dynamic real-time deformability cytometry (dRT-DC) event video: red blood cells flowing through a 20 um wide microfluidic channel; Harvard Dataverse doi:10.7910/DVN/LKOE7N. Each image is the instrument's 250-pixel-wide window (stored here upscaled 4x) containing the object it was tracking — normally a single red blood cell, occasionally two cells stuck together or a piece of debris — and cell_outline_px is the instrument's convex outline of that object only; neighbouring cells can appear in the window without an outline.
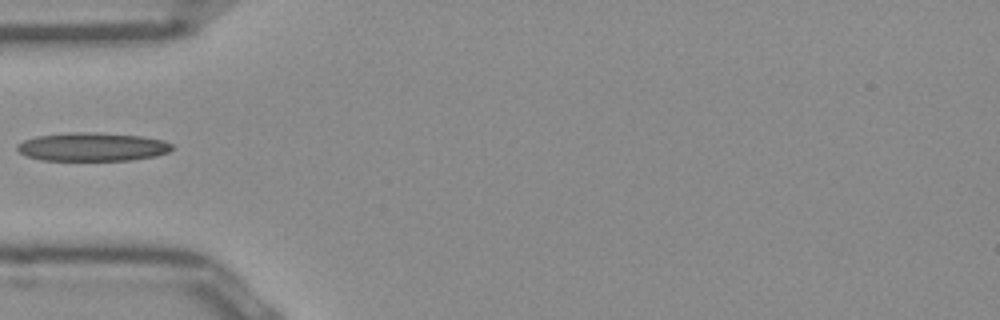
{"species": "Egyptian fruit bat (a non-hibernating species)", "species_latin": "Rousettus aegyptiacus", "temperature_condition": "room temperature", "stored_images_in_passage": 35, "camera_frame_rate_fps": 3000, "um_per_image_px": 0.085, "frame": {"image": 1, "passage_image": 1, "time_ms": 0.0, "image_size_px": [1000, 320], "cell_outline_px": [[172, 148], [168, 152], [156, 156], [132, 160], [40, 160], [28, 156], [20, 152], [16, 148], [16, 144], [24, 140], [36, 136], [68, 132], [96, 132], [140, 136], [164, 140], [172, 144]], "centroid_in_image_um": [7.84, 12.48], "position_along_channel_um": 77.2, "area_um2": 25.78}}
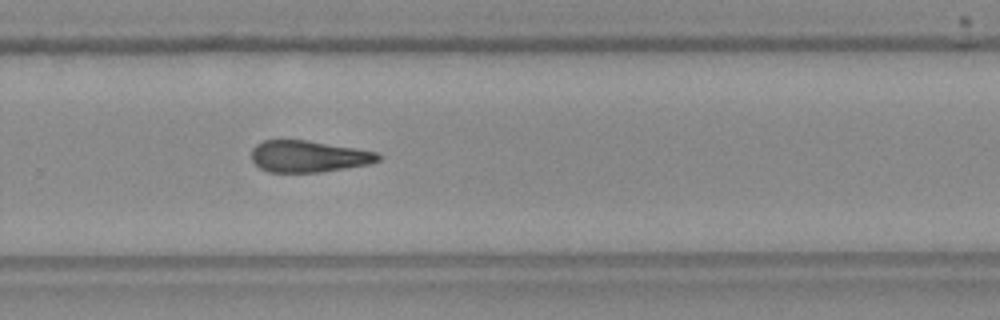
{"frame": {"image": 2, "passage_image": 18, "time_ms": 5.667, "image_size_px": [1000, 320], "cell_outline_px": [[380, 160], [372, 164], [320, 172], [268, 172], [260, 168], [252, 160], [252, 148], [256, 144], [264, 140], [304, 140], [380, 152]], "centroid_in_image_um": [26.25, 13.3], "position_along_channel_um": 303.6, "area_um2": 23.35}}
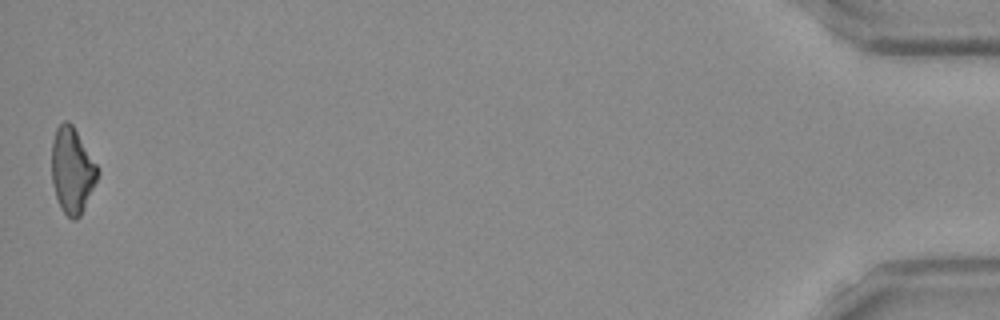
{"frame": {"image": 3, "passage_image": 35, "time_ms": 11.333, "image_size_px": [1000, 320], "cell_outline_px": [[100, 172], [84, 208], [80, 216], [76, 220], [72, 220], [60, 208], [52, 184], [52, 140], [56, 128], [64, 120], [68, 120], [72, 124], [96, 164]], "centroid_in_image_um": [6.12, 14.49], "position_along_channel_um": 429.1, "area_um2": 22.77}}